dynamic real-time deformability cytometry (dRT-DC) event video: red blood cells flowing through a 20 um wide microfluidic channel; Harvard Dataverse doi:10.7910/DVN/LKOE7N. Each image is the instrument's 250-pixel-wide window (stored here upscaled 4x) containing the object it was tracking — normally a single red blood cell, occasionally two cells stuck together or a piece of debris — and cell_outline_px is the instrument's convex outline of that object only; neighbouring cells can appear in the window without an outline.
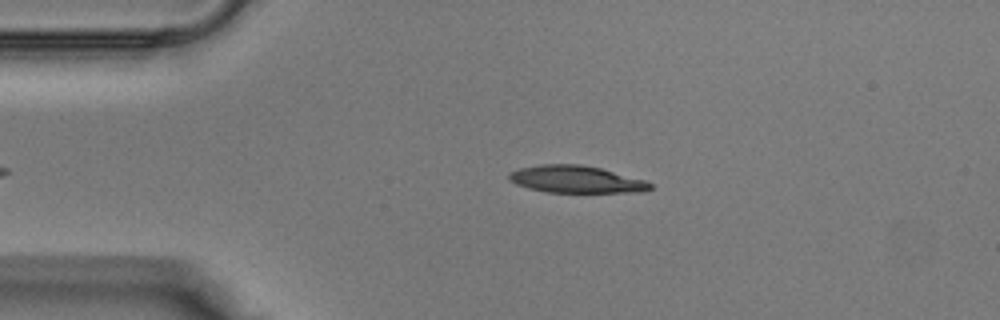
{"species": "Egyptian fruit bat (a non-hibernating species)", "species_latin": "Rousettus aegyptiacus", "temperature_condition": "warm", "stored_images_in_passage": 29, "camera_frame_rate_fps": 3000, "um_per_image_px": 0.085, "animal": {"sex": "male"}, "frame": {"image": 1, "passage_image": 3, "time_ms": 0.667, "image_size_px": [1000, 320], "cell_outline_px": [[652, 188], [644, 192], [548, 192], [528, 188], [516, 184], [508, 180], [508, 172], [520, 168], [540, 164], [580, 164], [600, 168], [644, 180], [652, 184]], "centroid_in_image_um": [48.93, 15.24], "position_along_channel_um": 36.1, "area_um2": 22.31}}
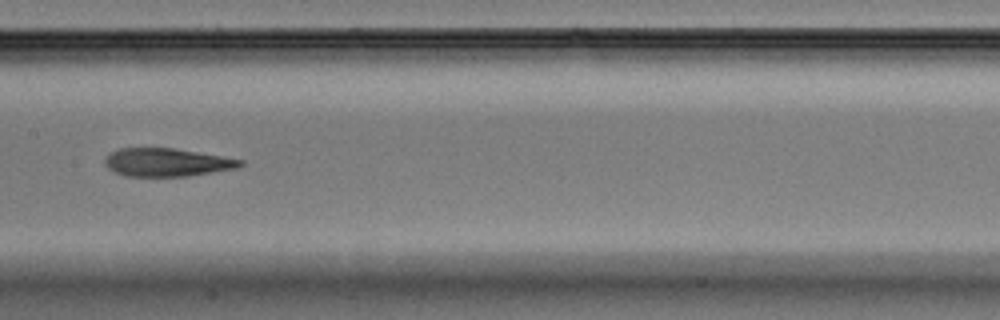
{"frame": {"image": 2, "passage_image": 14, "time_ms": 4.333, "image_size_px": [1000, 320], "cell_outline_px": [[244, 164], [240, 168], [188, 176], [124, 176], [108, 168], [104, 164], [104, 156], [120, 148], [172, 148], [244, 160]], "centroid_in_image_um": [14.18, 13.8], "position_along_channel_um": 193.2, "area_um2": 22.2}}
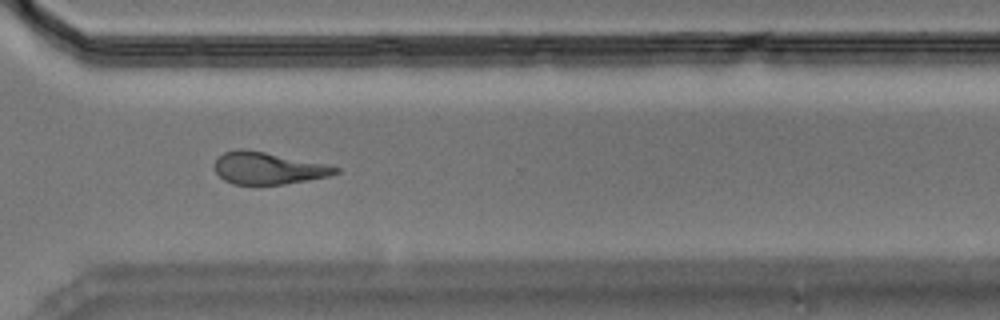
{"frame": {"image": 3, "passage_image": 23, "time_ms": 7.333, "image_size_px": [1000, 320], "cell_outline_px": [[340, 172], [328, 176], [308, 180], [284, 184], [232, 184], [224, 180], [216, 172], [216, 160], [224, 152], [236, 148], [240, 148], [264, 152], [324, 164], [340, 168]], "centroid_in_image_um": [22.77, 14.3], "position_along_channel_um": 347.8, "area_um2": 22.2}}